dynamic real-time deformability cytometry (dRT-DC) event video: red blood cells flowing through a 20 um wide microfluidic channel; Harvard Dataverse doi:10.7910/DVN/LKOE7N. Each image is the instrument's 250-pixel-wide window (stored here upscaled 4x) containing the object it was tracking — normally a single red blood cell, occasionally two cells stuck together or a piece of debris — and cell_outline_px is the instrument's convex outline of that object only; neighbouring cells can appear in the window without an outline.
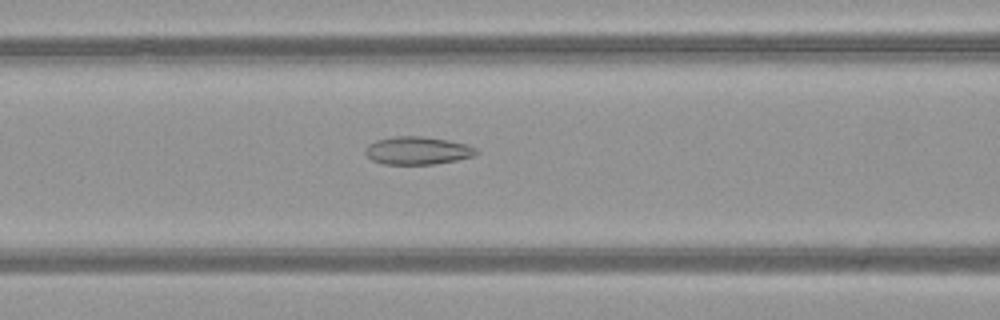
{"species": "common noctule bat (a hibernating species)", "species_latin": "Nyctalus noctula", "temperature_condition": "warm", "stored_images_in_passage": 51, "camera_frame_rate_fps": 3000, "um_per_image_px": 0.085, "animal": {"sex": "female", "body_mass_g": 21.9}, "frame": {"image": 1, "passage_image": 22, "time_ms": 7.0, "image_size_px": [1000, 320], "cell_outline_px": [[480, 152], [476, 156], [436, 164], [384, 164], [372, 160], [364, 152], [364, 148], [368, 144], [376, 140], [396, 136], [420, 136], [448, 140], [468, 144], [476, 148]], "centroid_in_image_um": [35.52, 12.8], "position_along_channel_um": 131.1, "area_um2": 18.21}}
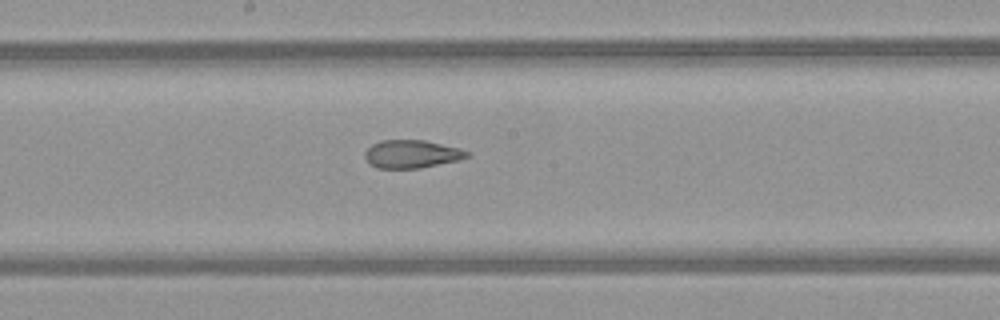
{"frame": {"image": 2, "passage_image": 28, "time_ms": 9.0, "image_size_px": [1000, 320], "cell_outline_px": [[472, 156], [460, 160], [420, 168], [376, 168], [368, 164], [364, 156], [364, 152], [372, 144], [380, 140], [424, 140], [460, 148], [472, 152]], "centroid_in_image_um": [35.02, 13.09], "position_along_channel_um": 213.2, "area_um2": 16.99}}
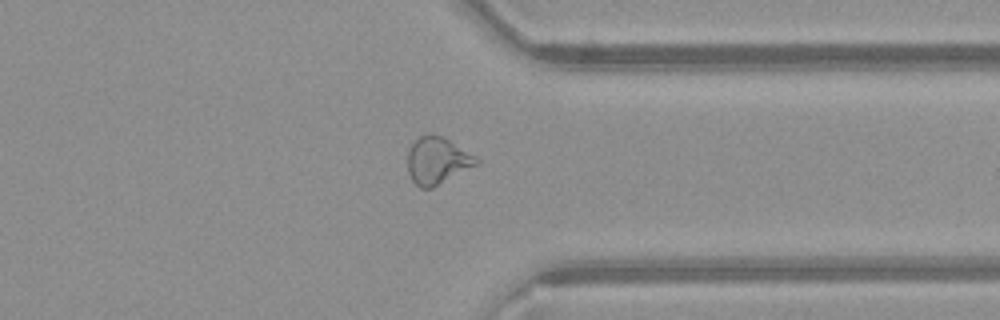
{"frame": {"image": 3, "passage_image": 40, "time_ms": 13.0, "image_size_px": [1000, 320], "cell_outline_px": [[480, 164], [432, 188], [420, 188], [412, 180], [408, 172], [408, 152], [412, 144], [420, 136], [428, 132], [444, 136], [476, 156], [480, 160]], "centroid_in_image_um": [37.2, 13.64], "position_along_channel_um": 374.2, "area_um2": 19.13}}